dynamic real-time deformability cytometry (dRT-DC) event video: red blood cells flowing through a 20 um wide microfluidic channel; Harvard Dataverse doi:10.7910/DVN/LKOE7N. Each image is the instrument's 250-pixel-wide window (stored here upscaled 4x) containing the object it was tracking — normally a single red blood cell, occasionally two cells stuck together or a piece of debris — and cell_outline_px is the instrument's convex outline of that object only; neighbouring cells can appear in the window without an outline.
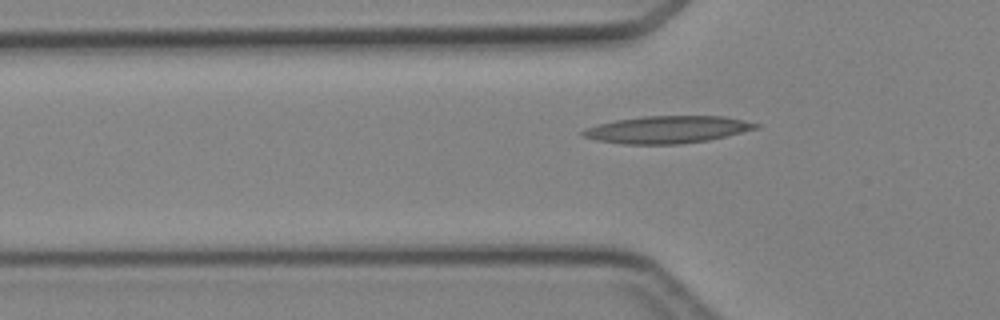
{"species": "Egyptian fruit bat (a non-hibernating species)", "species_latin": "Rousettus aegyptiacus", "temperature_condition": "cold", "stored_images_in_passage": 5, "camera_frame_rate_fps": 3000, "um_per_image_px": 0.085, "animal": {"sex": "female"}, "frame": {"image": 1, "passage_image": 5, "time_ms": 4.667, "image_size_px": [1000, 320], "cell_outline_px": [[760, 128], [708, 140], [680, 144], [624, 144], [596, 140], [584, 136], [580, 132], [584, 128], [616, 120], [644, 116], [724, 116], [744, 120], [760, 124]], "centroid_in_image_um": [56.74, 11.01], "position_along_channel_um": 69.1, "area_um2": 27.4}}